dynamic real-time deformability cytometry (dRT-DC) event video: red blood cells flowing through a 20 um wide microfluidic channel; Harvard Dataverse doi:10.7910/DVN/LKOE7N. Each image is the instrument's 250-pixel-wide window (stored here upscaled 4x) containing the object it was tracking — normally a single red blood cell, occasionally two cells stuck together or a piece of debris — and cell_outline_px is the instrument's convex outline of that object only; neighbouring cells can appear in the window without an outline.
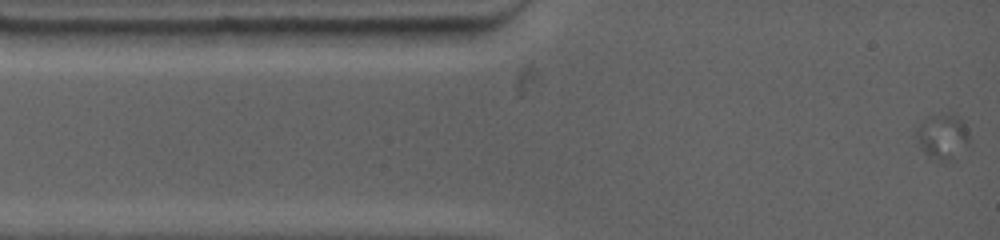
{"species": "common noctule bat (a hibernating species)", "species_latin": "Nyctalus noctula", "temperature_condition": "warm", "stored_images_in_passage": 53, "camera_frame_rate_fps": 4500, "um_per_image_px": 0.085, "animal": {"sex": "female", "body_mass_g": 19.0, "forearm_length_mm": 53.3}, "frame": {"image": 1, "passage_image": 1, "time_ms": 0.0, "image_size_px": [1000, 240], "cell_outline_px": [[968, 148], [956, 160], [948, 164], [944, 164], [928, 160], [916, 144], [916, 128], [928, 116], [944, 112], [948, 112], [960, 116], [964, 120], [968, 132]], "centroid_in_image_um": [80.12, 11.69], "position_along_channel_um": 4.9, "area_um2": 15.43}}
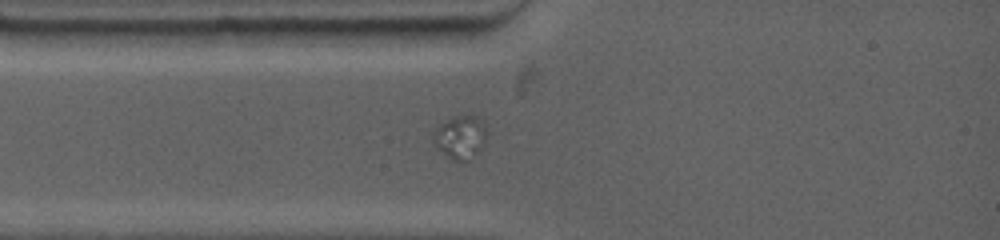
{"frame": {"image": 2, "passage_image": 21, "time_ms": 3.556, "image_size_px": [1000, 240], "cell_outline_px": [[488, 136], [484, 144], [476, 152], [464, 160], [452, 160], [436, 148], [432, 140], [432, 132], [440, 124], [452, 116], [476, 116], [480, 120], [488, 132]], "centroid_in_image_um": [39.09, 11.63], "position_along_channel_um": 45.9, "area_um2": 13.35}}
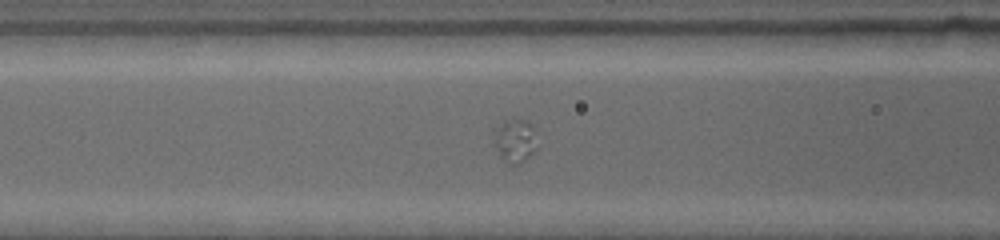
{"frame": {"image": 3, "passage_image": 38, "time_ms": 6.444, "image_size_px": [1000, 240], "cell_outline_px": [[536, 152], [520, 164], [508, 164], [500, 152], [496, 144], [492, 128], [508, 120], [524, 120], [532, 124], [536, 148]], "centroid_in_image_um": [43.79, 11.96], "position_along_channel_um": 122.8, "area_um2": 10.64}}